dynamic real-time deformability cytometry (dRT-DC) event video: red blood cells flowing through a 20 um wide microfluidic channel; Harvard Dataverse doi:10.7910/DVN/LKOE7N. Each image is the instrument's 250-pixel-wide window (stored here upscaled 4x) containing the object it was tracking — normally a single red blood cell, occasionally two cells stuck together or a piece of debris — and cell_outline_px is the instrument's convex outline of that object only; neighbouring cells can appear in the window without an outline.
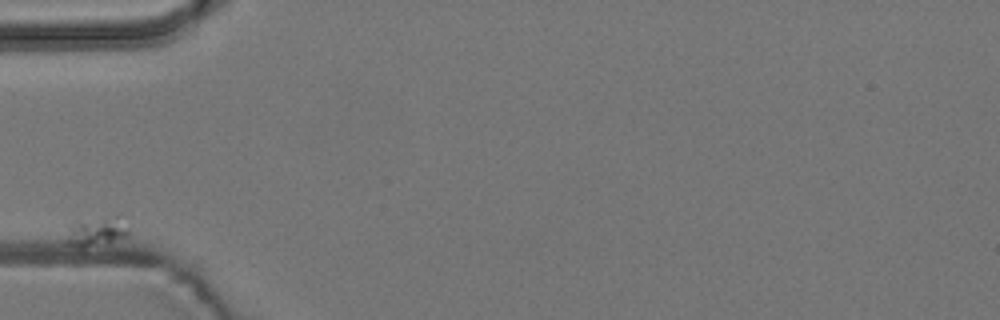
{"species": "common noctule bat (a hibernating species)", "species_latin": "Nyctalus noctula", "temperature_condition": "room temperature", "stored_images_in_passage": 7, "camera_frame_rate_fps": 3000, "um_per_image_px": 0.085, "animal": {"sex": "male", "body_mass_g": 19.2, "forearm_length_mm": 51.8}, "frame": {"image": 1, "passage_image": 1, "time_ms": 0.0, "image_size_px": [1000, 320], "cell_outline_px": [[128, 236], [80, 248], [64, 244], [64, 240], [68, 228], [76, 216], [116, 212], [128, 232]], "centroid_in_image_um": [8.06, 19.53], "position_along_channel_um": 76.9, "area_um2": 11.68}}
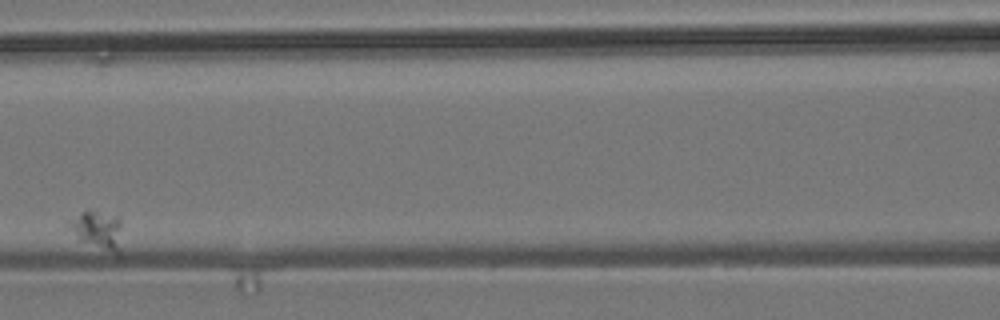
{"frame": {"image": 2, "passage_image": 5, "time_ms": 4.667, "image_size_px": [1000, 320], "cell_outline_px": [[120, 256], [116, 256], [80, 240], [68, 224], [68, 220], [80, 212], [96, 212], [116, 216], [120, 220]], "centroid_in_image_um": [8.33, 19.61], "position_along_channel_um": 158.3, "area_um2": 11.56}}
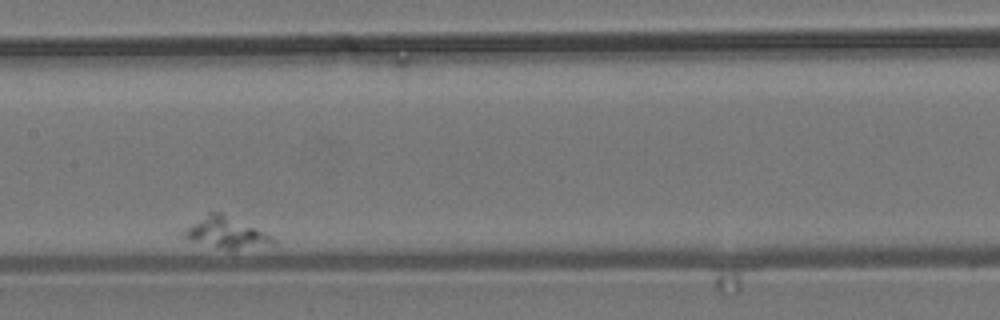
{"frame": {"image": 3, "passage_image": 6, "time_ms": 6.0, "image_size_px": [1000, 320], "cell_outline_px": [[272, 240], [236, 248], [228, 248], [188, 240], [180, 236], [180, 232], [208, 212], [220, 212], [264, 232], [272, 236]], "centroid_in_image_um": [19.0, 19.7], "position_along_channel_um": 188.4, "area_um2": 14.68}}